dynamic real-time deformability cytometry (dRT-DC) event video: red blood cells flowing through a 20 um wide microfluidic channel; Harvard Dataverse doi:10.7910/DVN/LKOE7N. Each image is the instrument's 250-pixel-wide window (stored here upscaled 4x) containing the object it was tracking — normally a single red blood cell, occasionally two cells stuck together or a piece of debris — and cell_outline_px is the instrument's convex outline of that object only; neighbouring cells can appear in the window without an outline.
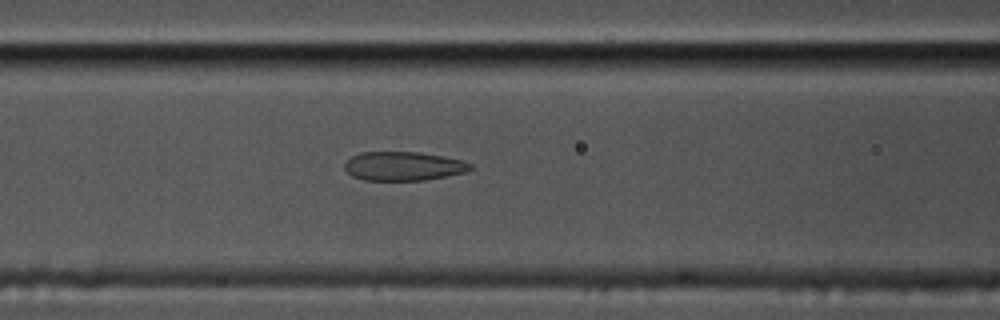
{"species": "common noctule bat (a hibernating species)", "species_latin": "Nyctalus noctula", "temperature_condition": "cold", "stored_images_in_passage": 12, "camera_frame_rate_fps": 3000, "um_per_image_px": 0.085, "animal": {"sex": "male", "body_mass_g": 17.5, "forearm_length_mm": 52.3}, "frame": {"image": 1, "passage_image": 11, "time_ms": 3.333, "image_size_px": [1000, 320], "cell_outline_px": [[472, 168], [464, 172], [424, 180], [364, 180], [352, 176], [344, 168], [344, 164], [352, 156], [360, 152], [420, 152], [444, 156], [464, 160], [472, 164]], "centroid_in_image_um": [34.29, 14.11], "position_along_channel_um": 132.3, "area_um2": 21.15}}